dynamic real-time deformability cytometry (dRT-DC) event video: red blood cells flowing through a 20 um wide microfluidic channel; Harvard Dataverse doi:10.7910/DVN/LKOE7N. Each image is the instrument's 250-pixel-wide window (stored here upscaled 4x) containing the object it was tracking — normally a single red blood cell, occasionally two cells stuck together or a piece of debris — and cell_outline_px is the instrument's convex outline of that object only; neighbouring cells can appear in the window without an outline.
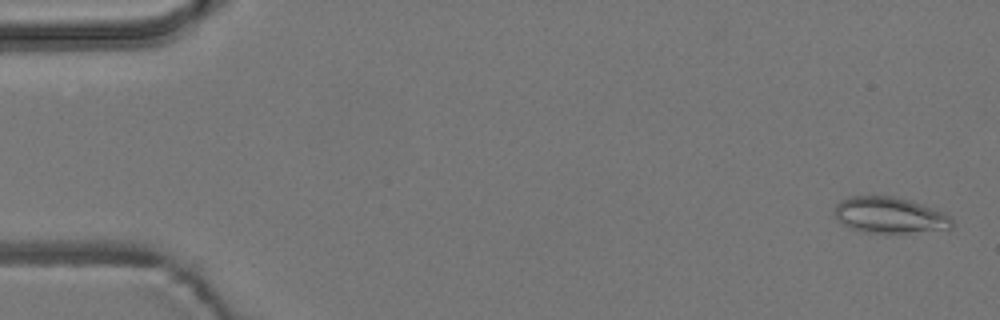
{"species": "common noctule bat (a hibernating species)", "species_latin": "Nyctalus noctula", "temperature_condition": "room temperature", "stored_images_in_passage": 54, "camera_frame_rate_fps": 3000, "um_per_image_px": 0.085, "animal": {"sex": "male", "body_mass_g": 19.2, "forearm_length_mm": 51.8}, "frame": {"image": 1, "passage_image": 2, "time_ms": 0.333, "image_size_px": [1000, 320], "cell_outline_px": [[952, 228], [908, 232], [868, 232], [852, 228], [844, 224], [832, 212], [836, 204], [840, 200], [848, 196], [892, 196], [908, 200], [944, 212], [952, 220]], "centroid_in_image_um": [75.58, 18.27], "position_along_channel_um": 9.4, "area_um2": 24.16}}
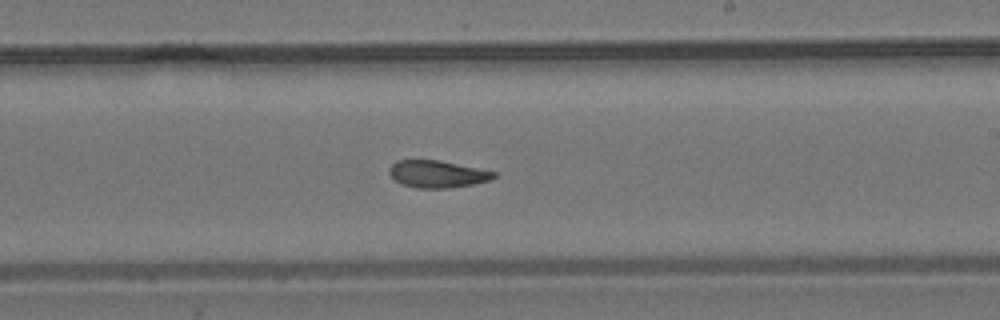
{"frame": {"image": 2, "passage_image": 32, "time_ms": 10.333, "image_size_px": [1000, 320], "cell_outline_px": [[496, 176], [488, 180], [472, 184], [448, 188], [416, 188], [404, 184], [396, 180], [388, 172], [388, 168], [396, 160], [440, 160], [496, 172]], "centroid_in_image_um": [37.14, 14.78], "position_along_channel_um": 251.9, "area_um2": 16.36}}
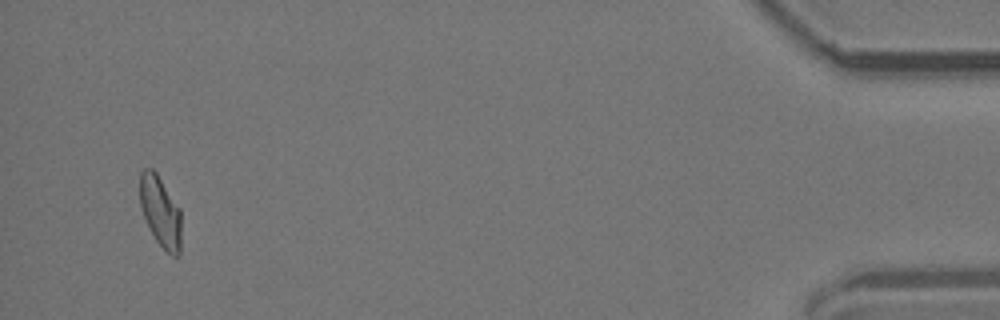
{"frame": {"image": 3, "passage_image": 52, "time_ms": 17.0, "image_size_px": [1000, 320], "cell_outline_px": [[180, 256], [172, 256], [156, 240], [140, 208], [140, 172], [144, 168], [152, 168], [156, 172], [180, 208]], "centroid_in_image_um": [13.63, 17.95], "position_along_channel_um": 421.6, "area_um2": 16.88}, "authors_computed_cell_mechanics": {"area_um2": 17.629, "velocity_mm_per_s": 3.8054, "shape_relaxation_time_tau1_ms": null, "shape_relaxation_time_tau2_ms": 3.33, "deformation_change_tau1": null, "deformation_change_tau2": 0.0967}}